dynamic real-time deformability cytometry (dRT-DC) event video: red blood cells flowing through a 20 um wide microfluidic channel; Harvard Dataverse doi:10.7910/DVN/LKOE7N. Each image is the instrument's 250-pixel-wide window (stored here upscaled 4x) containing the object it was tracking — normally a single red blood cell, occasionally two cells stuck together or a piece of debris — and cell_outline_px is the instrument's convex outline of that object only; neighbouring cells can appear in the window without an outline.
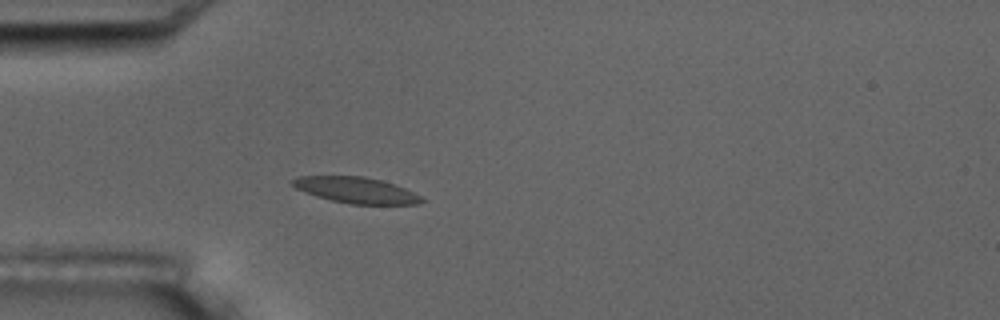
{"species": "common noctule bat (a hibernating species)", "species_latin": "Nyctalus noctula", "temperature_condition": "room temperature", "stored_images_in_passage": 3, "camera_frame_rate_fps": 3000, "um_per_image_px": 0.085, "animal": {"sex": "male", "body_mass_g": 17.5, "forearm_length_mm": 52.3}, "frame": {"image": 1, "passage_image": 3, "time_ms": 2.333, "image_size_px": [1000, 320], "cell_outline_px": [[424, 200], [420, 204], [348, 204], [316, 196], [296, 188], [288, 180], [296, 176], [364, 176], [380, 180], [404, 188], [420, 196]], "centroid_in_image_um": [30.22, 16.16], "position_along_channel_um": 54.8, "area_um2": 19.42}}